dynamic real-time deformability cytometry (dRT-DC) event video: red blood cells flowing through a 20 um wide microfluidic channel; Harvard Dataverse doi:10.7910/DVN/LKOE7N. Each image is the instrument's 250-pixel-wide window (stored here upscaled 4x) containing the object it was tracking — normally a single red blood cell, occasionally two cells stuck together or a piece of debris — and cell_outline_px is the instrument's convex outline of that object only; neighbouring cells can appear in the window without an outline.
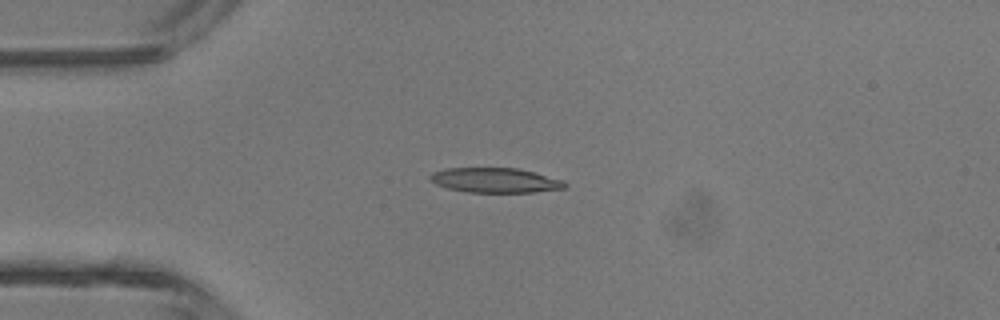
{"species": "common noctule bat (a hibernating species)", "species_latin": "Nyctalus noctula", "temperature_condition": "room temperature", "stored_images_in_passage": 3, "camera_frame_rate_fps": 3000, "um_per_image_px": 0.085, "animal": {"sex": "male", "body_mass_g": 13.3}, "frame": {"image": 1, "passage_image": 3, "time_ms": 0.667, "image_size_px": [1000, 320], "cell_outline_px": [[568, 188], [536, 192], [468, 192], [448, 188], [436, 184], [428, 180], [428, 176], [432, 172], [444, 168], [516, 168], [564, 180], [568, 184]], "centroid_in_image_um": [42.09, 15.32], "position_along_channel_um": 42.9, "area_um2": 19.59}}